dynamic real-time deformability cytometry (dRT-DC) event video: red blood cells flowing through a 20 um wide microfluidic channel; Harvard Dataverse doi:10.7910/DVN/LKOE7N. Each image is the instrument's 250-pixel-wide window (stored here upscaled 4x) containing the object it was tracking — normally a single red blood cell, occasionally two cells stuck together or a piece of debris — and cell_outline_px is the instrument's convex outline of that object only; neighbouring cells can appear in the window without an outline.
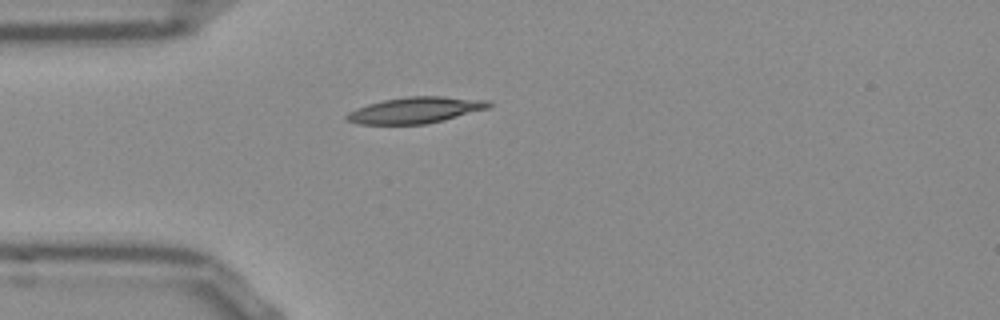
{"species": "Egyptian fruit bat (a non-hibernating species)", "species_latin": "Rousettus aegyptiacus", "temperature_condition": "room temperature", "stored_images_in_passage": 39, "camera_frame_rate_fps": 3000, "um_per_image_px": 0.085, "frame": {"image": 1, "passage_image": 1, "time_ms": 0.0, "image_size_px": [1000, 320], "cell_outline_px": [[492, 104], [488, 108], [444, 120], [424, 124], [360, 124], [344, 120], [344, 116], [348, 112], [356, 108], [368, 104], [384, 100], [408, 96], [444, 96], [492, 100]], "centroid_in_image_um": [35.31, 9.35], "position_along_channel_um": 49.7, "area_um2": 21.79}}
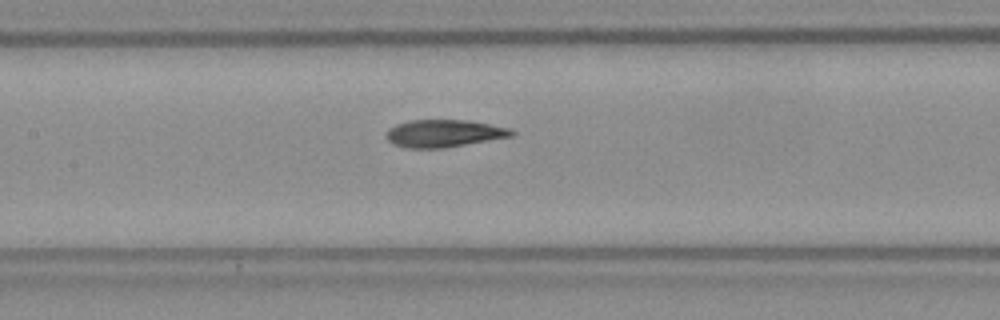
{"frame": {"image": 2, "passage_image": 11, "time_ms": 3.333, "image_size_px": [1000, 320], "cell_outline_px": [[516, 132], [512, 136], [444, 148], [408, 148], [392, 144], [384, 136], [388, 128], [396, 124], [408, 120], [468, 120], [508, 128]], "centroid_in_image_um": [37.67, 11.34], "position_along_channel_um": 169.7, "area_um2": 20.06}}
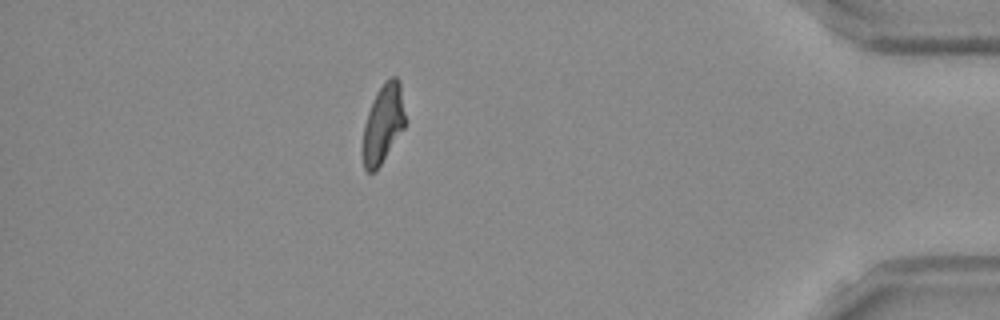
{"frame": {"image": 3, "passage_image": 33, "time_ms": 10.667, "image_size_px": [1000, 320], "cell_outline_px": [[404, 128], [380, 164], [372, 172], [368, 172], [364, 168], [360, 152], [364, 124], [368, 112], [376, 92], [384, 80], [392, 76], [396, 76], [400, 80], [404, 112]], "centroid_in_image_um": [32.52, 10.5], "position_along_channel_um": 402.7, "area_um2": 19.54}, "authors_computed_cell_mechanics": {"area_um2": 20.0566, "velocity_mm_per_s": 3.8411, "shape_relaxation_time_tau1_ms": null, "shape_relaxation_time_tau2_ms": 2.7883, "deformation_change_tau1": null, "deformation_change_tau2": 0.0931}}